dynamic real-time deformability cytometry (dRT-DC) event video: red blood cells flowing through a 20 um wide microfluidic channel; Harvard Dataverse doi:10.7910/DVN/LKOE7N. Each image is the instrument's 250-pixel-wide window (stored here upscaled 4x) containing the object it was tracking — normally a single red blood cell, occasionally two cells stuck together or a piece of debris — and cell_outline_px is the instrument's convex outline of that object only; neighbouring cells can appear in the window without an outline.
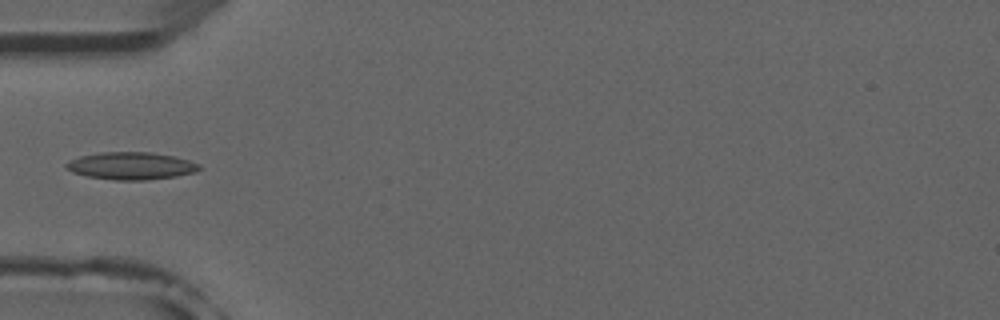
{"species": "common noctule bat (a hibernating species)", "species_latin": "Nyctalus noctula", "temperature_condition": "room temperature", "stored_images_in_passage": 5, "camera_frame_rate_fps": 3000, "um_per_image_px": 0.085, "animal": {"sex": "male", "forearm_length_mm": 52.5}, "frame": {"image": 1, "passage_image": 4, "time_ms": 3.667, "image_size_px": [1000, 320], "cell_outline_px": [[200, 168], [196, 172], [176, 176], [148, 180], [116, 180], [88, 176], [72, 172], [64, 168], [64, 164], [68, 160], [80, 156], [100, 152], [152, 152], [172, 156], [188, 160], [200, 164]], "centroid_in_image_um": [11.11, 14.09], "position_along_channel_um": 73.9, "area_um2": 21.33}}
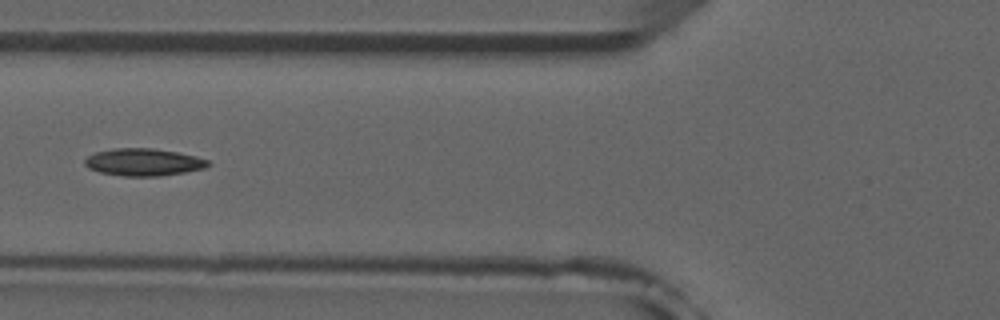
{"frame": {"image": 2, "passage_image": 5, "time_ms": 4.667, "image_size_px": [1000, 320], "cell_outline_px": [[212, 164], [204, 168], [184, 172], [160, 176], [124, 176], [100, 172], [88, 168], [84, 164], [84, 160], [88, 156], [96, 152], [112, 148], [152, 148], [176, 152], [196, 156], [208, 160]], "centroid_in_image_um": [12.19, 13.78], "position_along_channel_um": 113.6, "area_um2": 19.59}}